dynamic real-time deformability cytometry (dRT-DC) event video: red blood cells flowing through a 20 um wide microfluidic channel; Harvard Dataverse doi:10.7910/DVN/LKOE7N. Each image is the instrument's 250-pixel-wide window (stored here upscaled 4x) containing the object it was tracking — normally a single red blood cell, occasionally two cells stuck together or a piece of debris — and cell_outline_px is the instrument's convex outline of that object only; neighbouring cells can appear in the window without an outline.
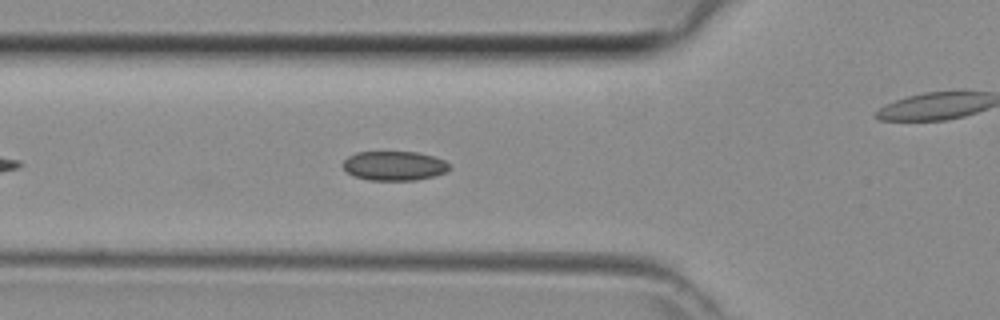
{"species": "common noctule bat (a hibernating species)", "species_latin": "Nyctalus noctula", "temperature_condition": "room temperature", "stored_images_in_passage": 33, "camera_frame_rate_fps": 3000, "um_per_image_px": 0.085, "animal": {"sex": "female", "body_mass_g": 29.2, "forearm_length_mm": 56.3}, "frame": {"image": 1, "passage_image": 5, "time_ms": 1.333, "image_size_px": [1000, 320], "cell_outline_px": [[452, 168], [436, 176], [416, 180], [368, 180], [352, 176], [344, 168], [344, 160], [348, 156], [356, 152], [416, 152], [432, 156], [444, 160], [452, 164]], "centroid_in_image_um": [33.54, 14.1], "position_along_channel_um": 92.3, "area_um2": 18.32}}
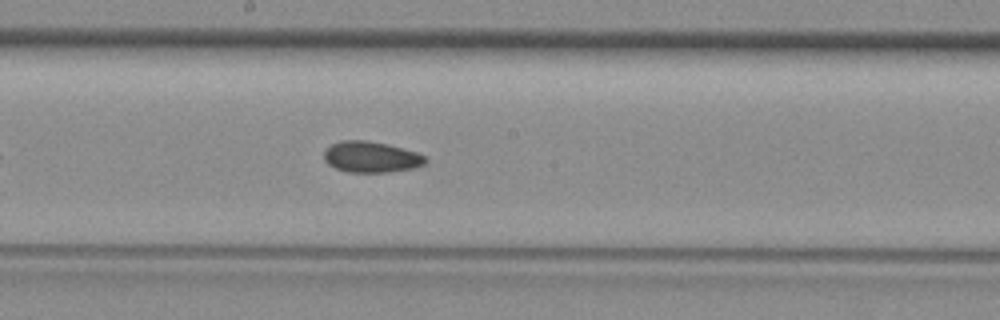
{"frame": {"image": 2, "passage_image": 13, "time_ms": 4.0, "image_size_px": [1000, 320], "cell_outline_px": [[428, 160], [424, 164], [416, 168], [388, 172], [348, 172], [336, 168], [328, 164], [324, 160], [324, 152], [332, 144], [340, 140], [364, 140], [388, 144], [416, 152], [428, 156]], "centroid_in_image_um": [31.58, 13.34], "position_along_channel_um": 216.6, "area_um2": 18.44}}
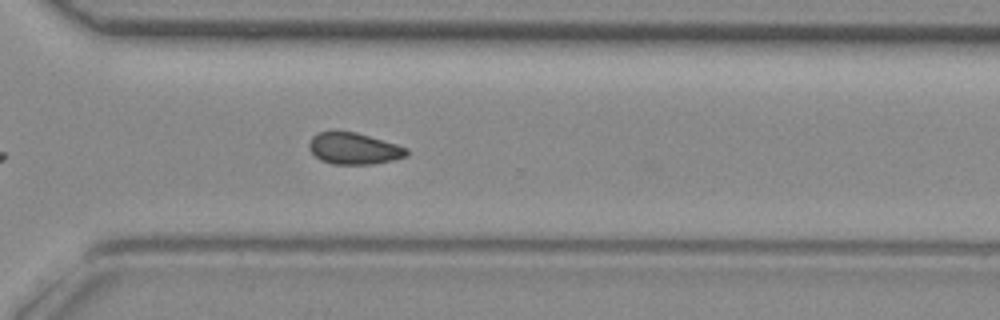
{"frame": {"image": 3, "passage_image": 21, "time_ms": 6.667, "image_size_px": [1000, 320], "cell_outline_px": [[408, 156], [392, 160], [372, 164], [332, 164], [320, 160], [308, 148], [308, 144], [312, 136], [320, 132], [356, 132], [396, 144], [408, 148]], "centroid_in_image_um": [30.08, 12.63], "position_along_channel_um": 340.5, "area_um2": 17.8}}